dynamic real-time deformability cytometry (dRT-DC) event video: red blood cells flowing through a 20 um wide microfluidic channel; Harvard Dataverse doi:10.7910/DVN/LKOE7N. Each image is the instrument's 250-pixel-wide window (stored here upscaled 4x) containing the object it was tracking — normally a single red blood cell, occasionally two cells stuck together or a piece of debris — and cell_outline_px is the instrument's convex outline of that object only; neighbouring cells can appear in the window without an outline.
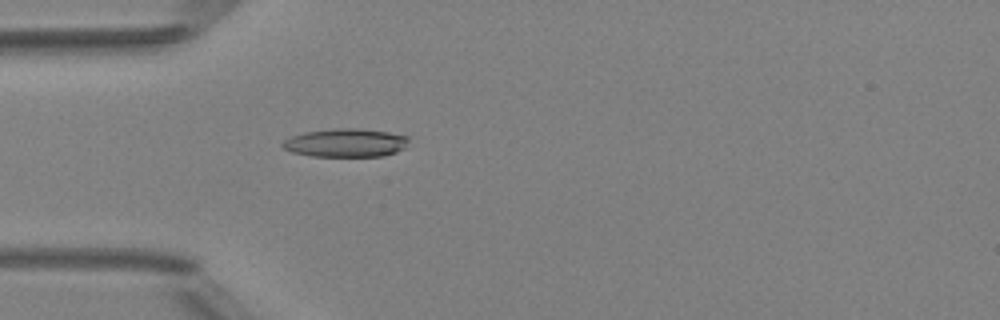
{"species": "Egyptian fruit bat (a non-hibernating species)", "species_latin": "Rousettus aegyptiacus", "temperature_condition": "room temperature", "stored_images_in_passage": 4, "camera_frame_rate_fps": 3000, "um_per_image_px": 0.085, "animal": {"sex": "female"}, "frame": {"image": 1, "passage_image": 4, "time_ms": 4.333, "image_size_px": [1000, 320], "cell_outline_px": [[408, 140], [404, 148], [396, 152], [384, 156], [312, 156], [292, 152], [284, 148], [280, 144], [284, 140], [292, 136], [304, 132], [336, 128], [356, 128], [388, 132], [408, 136]], "centroid_in_image_um": [29.38, 12.14], "position_along_channel_um": 55.6, "area_um2": 20.81}}